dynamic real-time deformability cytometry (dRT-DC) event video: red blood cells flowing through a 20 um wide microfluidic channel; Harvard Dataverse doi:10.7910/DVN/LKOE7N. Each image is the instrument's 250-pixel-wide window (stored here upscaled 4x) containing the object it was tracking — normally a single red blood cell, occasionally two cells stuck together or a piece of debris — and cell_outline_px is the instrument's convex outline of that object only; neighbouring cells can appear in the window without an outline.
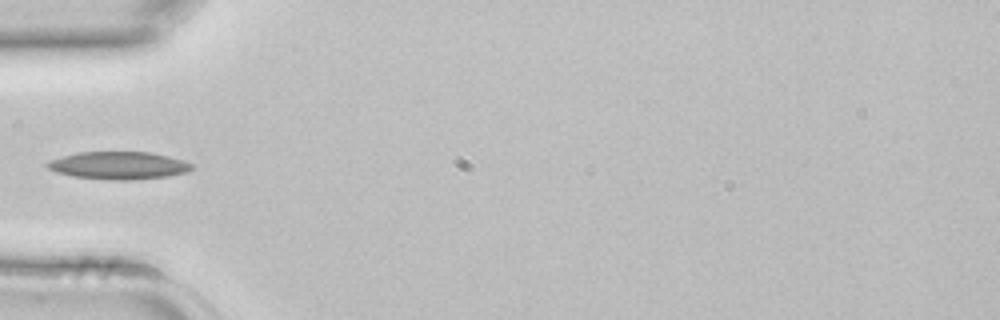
{"species": "common noctule bat (a hibernating species)", "species_latin": "Nyctalus noctula", "temperature_condition": "room temperature", "stored_images_in_passage": 3, "camera_frame_rate_fps": 3000, "um_per_image_px": 0.085, "animal": {"sex": "female", "body_mass_g": 22.7, "forearm_length_mm": 54.2}, "frame": {"image": 1, "passage_image": 3, "time_ms": 0.667, "image_size_px": [1000, 320], "cell_outline_px": [[192, 168], [188, 172], [168, 176], [132, 180], [108, 180], [72, 176], [56, 172], [48, 168], [44, 164], [48, 160], [76, 152], [152, 152], [168, 156], [192, 164]], "centroid_in_image_um": [10.03, 14.06], "position_along_channel_um": 75.0, "area_um2": 23.35}}